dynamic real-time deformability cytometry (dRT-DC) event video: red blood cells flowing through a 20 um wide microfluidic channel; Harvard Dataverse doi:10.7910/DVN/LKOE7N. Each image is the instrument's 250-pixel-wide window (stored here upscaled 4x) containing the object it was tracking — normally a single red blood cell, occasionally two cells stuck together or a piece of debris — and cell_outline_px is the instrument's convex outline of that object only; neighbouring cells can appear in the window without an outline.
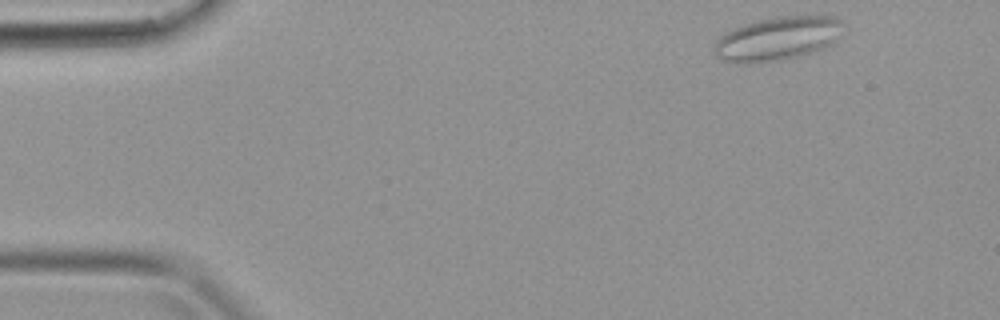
{"species": "common noctule bat (a hibernating species)", "species_latin": "Nyctalus noctula", "temperature_condition": "warm", "stored_images_in_passage": 36, "camera_frame_rate_fps": 3000, "um_per_image_px": 0.085, "animal": {"sex": "female", "body_mass_g": 19.9}, "frame": {"image": 1, "passage_image": 1, "time_ms": 0.0, "image_size_px": [1000, 320], "cell_outline_px": [[844, 20], [836, 40], [832, 44], [824, 48], [800, 56], [784, 60], [748, 64], [736, 64], [720, 60], [712, 52], [712, 48], [716, 40], [724, 32], [744, 24], [776, 16], [808, 12], [836, 16]], "centroid_in_image_um": [66.1, 3.25], "position_along_channel_um": 18.9, "area_um2": 34.28}}
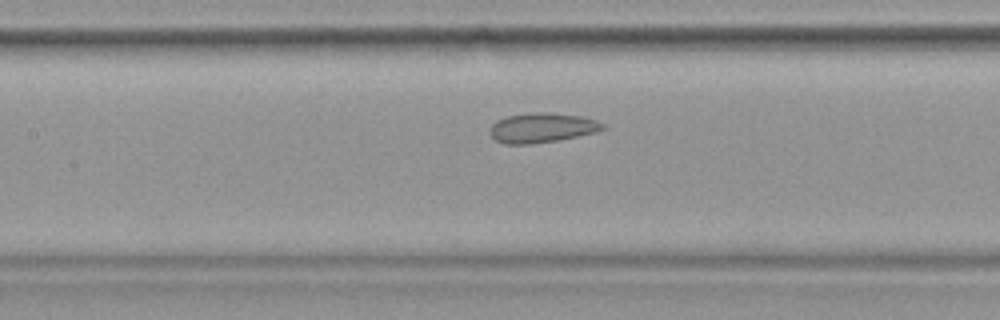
{"frame": {"image": 2, "passage_image": 15, "time_ms": 4.667, "image_size_px": [1000, 320], "cell_outline_px": [[604, 128], [596, 132], [556, 140], [528, 144], [504, 144], [496, 140], [488, 132], [488, 128], [496, 120], [508, 116], [536, 112], [552, 112], [580, 116], [596, 120], [604, 124]], "centroid_in_image_um": [46.02, 10.85], "position_along_channel_um": 161.4, "area_um2": 19.42}}
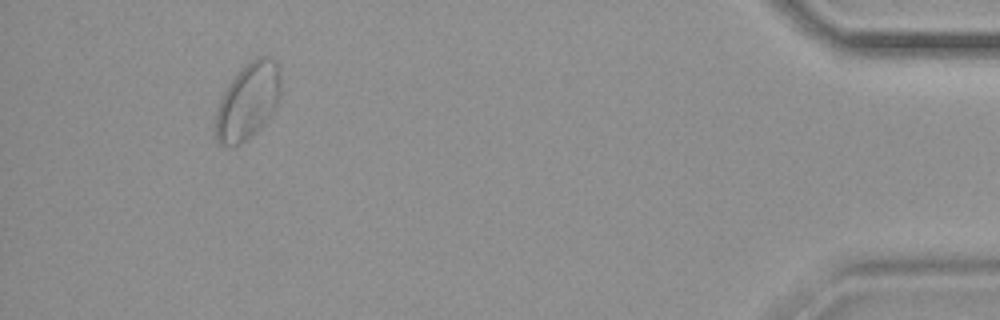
{"frame": {"image": 3, "passage_image": 34, "time_ms": 11.0, "image_size_px": [1000, 320], "cell_outline_px": [[280, 96], [272, 112], [256, 132], [248, 140], [240, 144], [220, 144], [216, 140], [216, 112], [220, 100], [224, 92], [232, 80], [244, 64], [256, 56], [268, 56], [276, 64], [280, 72]], "centroid_in_image_um": [21.08, 8.58], "position_along_channel_um": 414.1, "area_um2": 28.55}}